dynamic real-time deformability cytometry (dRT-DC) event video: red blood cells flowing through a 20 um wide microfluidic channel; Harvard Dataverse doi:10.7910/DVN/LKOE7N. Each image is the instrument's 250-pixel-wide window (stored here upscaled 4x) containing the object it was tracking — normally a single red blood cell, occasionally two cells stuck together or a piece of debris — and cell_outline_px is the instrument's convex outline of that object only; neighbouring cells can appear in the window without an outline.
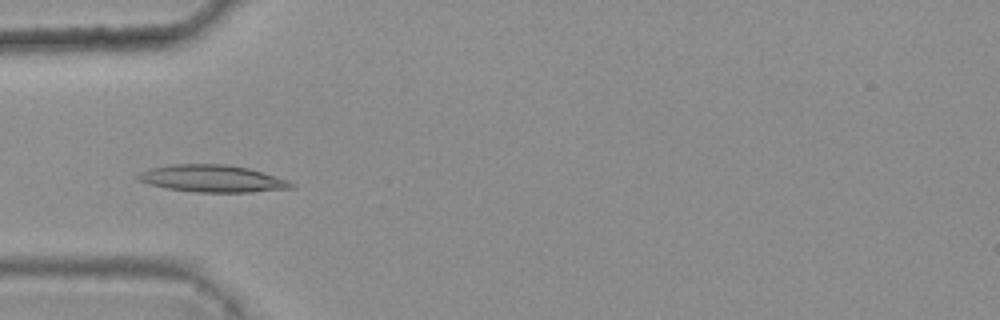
{"species": "common noctule bat (a hibernating species)", "species_latin": "Nyctalus noctula", "temperature_condition": "warm", "stored_images_in_passage": 5, "camera_frame_rate_fps": 3000, "um_per_image_px": 0.085, "animal": {"sex": "female", "body_mass_g": 25.1}, "frame": {"image": 1, "passage_image": 5, "time_ms": 1.333, "image_size_px": [1000, 320], "cell_outline_px": [[296, 188], [252, 192], [196, 192], [168, 188], [148, 184], [136, 180], [136, 176], [140, 172], [152, 168], [172, 164], [224, 164], [248, 168], [288, 180], [296, 184]], "centroid_in_image_um": [18.07, 15.18], "position_along_channel_um": 66.9, "area_um2": 24.22}}